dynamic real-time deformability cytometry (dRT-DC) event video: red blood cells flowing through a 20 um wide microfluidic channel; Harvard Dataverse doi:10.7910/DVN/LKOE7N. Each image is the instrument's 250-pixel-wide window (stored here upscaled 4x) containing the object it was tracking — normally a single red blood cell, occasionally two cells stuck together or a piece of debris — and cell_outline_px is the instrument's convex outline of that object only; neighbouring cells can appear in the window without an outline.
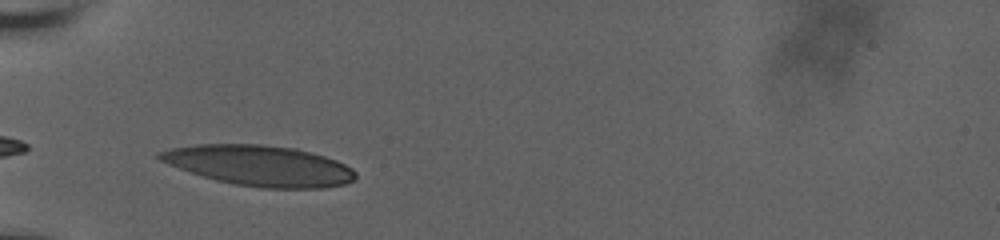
{"species": "human", "species_latin": "Homo sapiens", "temperature_condition": "room temperature", "stored_images_in_passage": 18, "camera_frame_rate_fps": 3000, "um_per_image_px": 0.085, "donor": {"sex": "male"}, "frame": {"image": 1, "passage_image": 1, "time_ms": 0.0, "image_size_px": [1000, 240], "cell_outline_px": [[356, 180], [344, 184], [324, 188], [260, 188], [236, 184], [216, 180], [168, 164], [160, 160], [156, 156], [156, 152], [172, 148], [196, 144], [260, 144], [296, 148], [324, 156], [336, 160], [352, 168], [356, 172]], "centroid_in_image_um": [22.08, 14.07], "position_along_channel_um": 62.9, "area_um2": 46.18}}
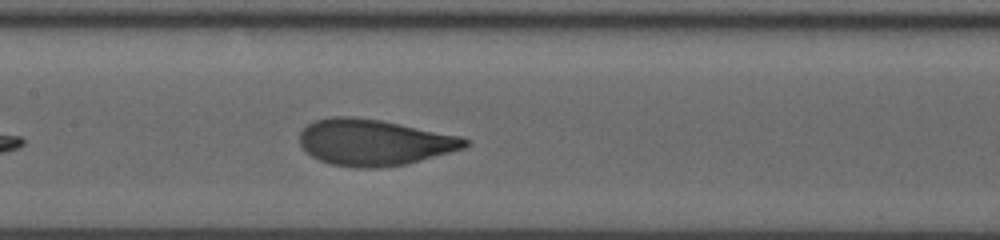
{"frame": {"image": 2, "passage_image": 11, "time_ms": 3.333, "image_size_px": [1000, 240], "cell_outline_px": [[468, 144], [464, 148], [420, 160], [404, 164], [380, 168], [356, 168], [332, 164], [320, 160], [312, 156], [300, 144], [300, 132], [308, 124], [316, 120], [332, 116], [356, 116], [380, 120], [460, 136], [468, 140]], "centroid_in_image_um": [31.77, 12.09], "position_along_channel_um": 175.6, "area_um2": 44.16}}
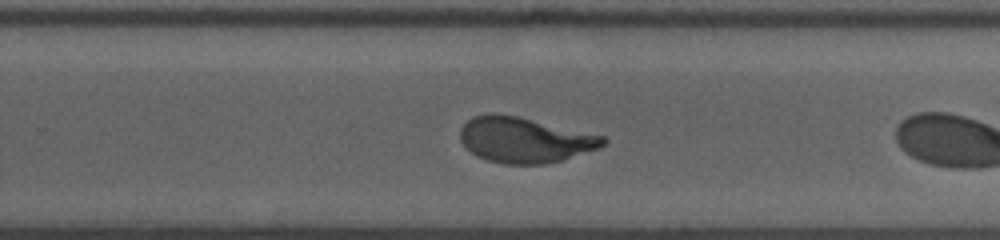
{"frame": {"image": 3, "passage_image": 17, "time_ms": 5.333, "image_size_px": [1000, 240], "cell_outline_px": [[608, 140], [600, 148], [564, 160], [544, 164], [504, 164], [488, 160], [476, 156], [460, 140], [460, 128], [472, 116], [516, 116], [604, 136]], "centroid_in_image_um": [44.64, 11.93], "position_along_channel_um": 285.2, "area_um2": 37.17}}